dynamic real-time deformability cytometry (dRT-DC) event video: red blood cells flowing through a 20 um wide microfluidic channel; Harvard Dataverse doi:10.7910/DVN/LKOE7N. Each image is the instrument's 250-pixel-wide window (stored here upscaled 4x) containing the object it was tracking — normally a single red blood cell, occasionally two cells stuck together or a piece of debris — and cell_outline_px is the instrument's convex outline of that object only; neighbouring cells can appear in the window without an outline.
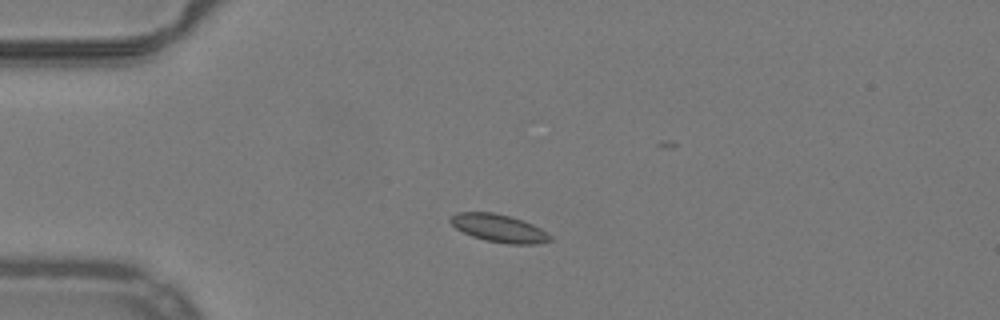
{"species": "common noctule bat (a hibernating species)", "species_latin": "Nyctalus noctula", "temperature_condition": "warm", "stored_images_in_passage": 41, "camera_frame_rate_fps": 3000, "um_per_image_px": 0.085, "animal": {"sex": "male", "body_mass_g": 19.2, "forearm_length_mm": 51.8}, "frame": {"image": 1, "passage_image": 1, "time_ms": 0.0, "image_size_px": [1000, 320], "cell_outline_px": [[552, 240], [532, 244], [508, 244], [484, 240], [472, 236], [456, 228], [448, 220], [456, 212], [492, 212], [508, 216], [532, 224], [540, 228], [552, 236]], "centroid_in_image_um": [42.39, 19.4], "position_along_channel_um": 42.6, "area_um2": 15.95}}
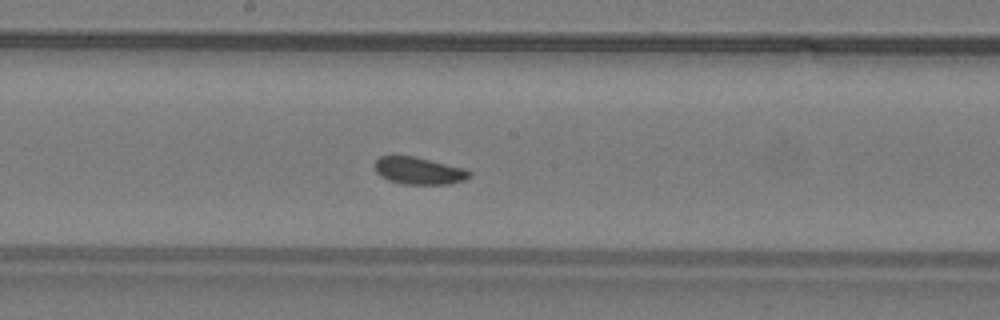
{"frame": {"image": 2, "passage_image": 16, "time_ms": 5.0, "image_size_px": [1000, 320], "cell_outline_px": [[472, 176], [464, 180], [452, 184], [404, 184], [388, 180], [380, 176], [376, 172], [376, 160], [380, 156], [416, 156], [464, 168], [472, 172]], "centroid_in_image_um": [35.64, 14.52], "position_along_channel_um": 212.6, "area_um2": 15.09}}
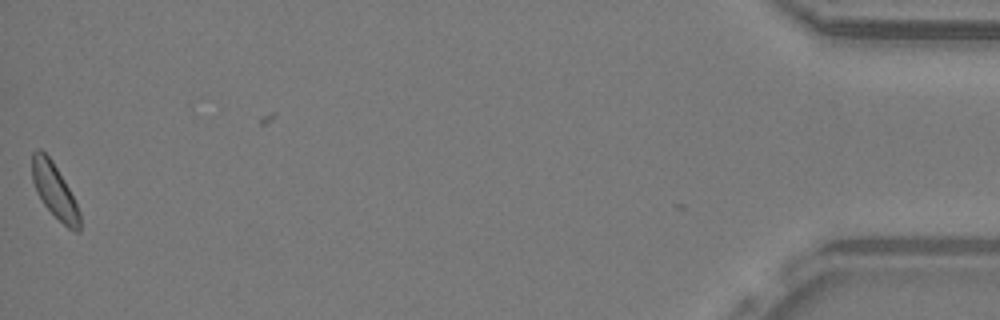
{"frame": {"image": 3, "passage_image": 40, "time_ms": 13.0, "image_size_px": [1000, 320], "cell_outline_px": [[80, 232], [76, 232], [68, 228], [44, 204], [36, 192], [32, 180], [32, 152], [36, 148], [40, 148], [52, 160], [64, 180], [80, 212]], "centroid_in_image_um": [4.61, 16.18], "position_along_channel_um": 430.6, "area_um2": 14.91}, "authors_computed_cell_mechanics": {"area_um2": 15.2592, "velocity_mm_per_s": 3.9487, "shape_relaxation_time_tau1_ms": null, "shape_relaxation_time_tau2_ms": 4.936, "deformation_change_tau1": null, "deformation_change_tau2": 0.0883}}